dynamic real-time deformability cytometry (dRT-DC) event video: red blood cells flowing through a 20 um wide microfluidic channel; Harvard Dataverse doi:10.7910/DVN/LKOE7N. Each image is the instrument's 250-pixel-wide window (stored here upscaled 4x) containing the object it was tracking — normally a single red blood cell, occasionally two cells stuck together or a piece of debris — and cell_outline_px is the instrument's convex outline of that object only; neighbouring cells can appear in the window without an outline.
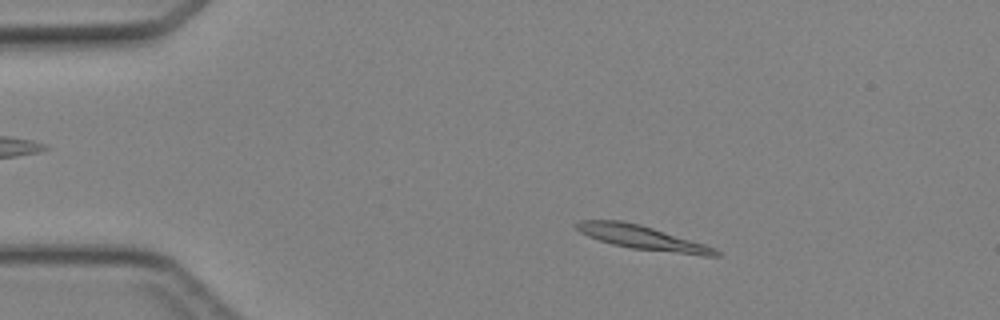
{"species": "Egyptian fruit bat (a non-hibernating species)", "species_latin": "Rousettus aegyptiacus", "temperature_condition": "cold", "stored_images_in_passage": 45, "camera_frame_rate_fps": 3000, "um_per_image_px": 0.085, "animal": {"sex": "female"}, "frame": {"image": 1, "passage_image": 8, "time_ms": 2.333, "image_size_px": [1000, 320], "cell_outline_px": [[720, 256], [704, 256], [632, 248], [612, 244], [588, 236], [580, 232], [576, 228], [576, 224], [580, 220], [620, 220], [640, 224], [704, 244], [716, 248], [720, 252]], "centroid_in_image_um": [54.61, 20.2], "position_along_channel_um": 30.4, "area_um2": 19.19}}
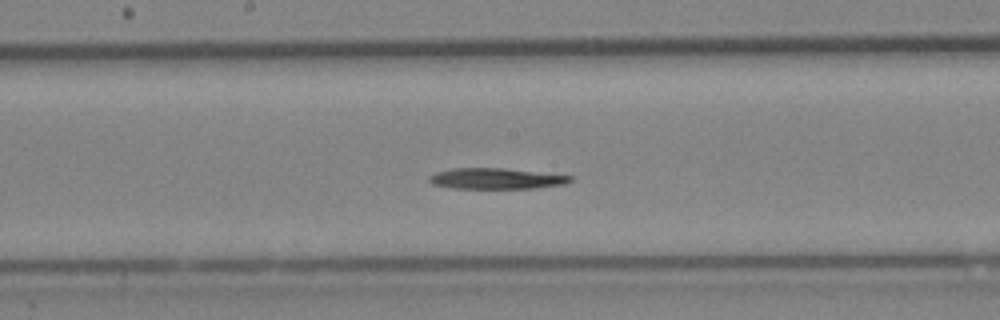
{"frame": {"image": 2, "passage_image": 24, "time_ms": 7.667, "image_size_px": [1000, 320], "cell_outline_px": [[572, 180], [564, 184], [536, 188], [452, 188], [432, 184], [428, 180], [428, 176], [436, 172], [452, 168], [504, 168], [572, 176]], "centroid_in_image_um": [42.12, 15.18], "position_along_channel_um": 206.1, "area_um2": 17.05}}
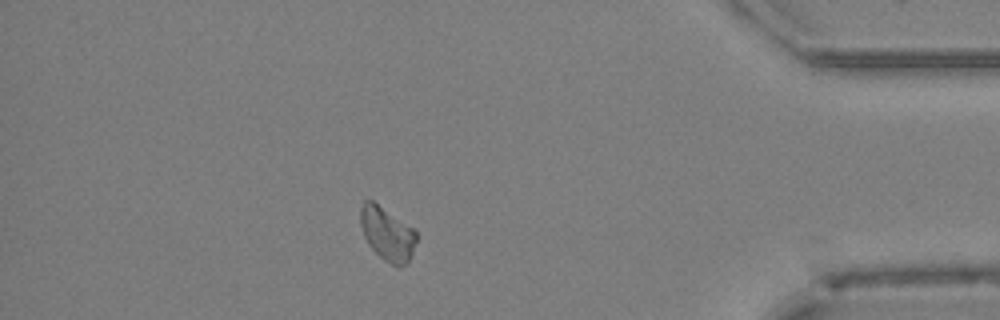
{"frame": {"image": 3, "passage_image": 40, "time_ms": 13.0, "image_size_px": [1000, 320], "cell_outline_px": [[416, 240], [412, 252], [408, 260], [400, 268], [396, 268], [384, 260], [368, 244], [364, 236], [360, 224], [360, 204], [364, 200], [372, 200], [412, 228], [416, 232]], "centroid_in_image_um": [32.87, 19.87], "position_along_channel_um": 402.3, "area_um2": 17.22}}